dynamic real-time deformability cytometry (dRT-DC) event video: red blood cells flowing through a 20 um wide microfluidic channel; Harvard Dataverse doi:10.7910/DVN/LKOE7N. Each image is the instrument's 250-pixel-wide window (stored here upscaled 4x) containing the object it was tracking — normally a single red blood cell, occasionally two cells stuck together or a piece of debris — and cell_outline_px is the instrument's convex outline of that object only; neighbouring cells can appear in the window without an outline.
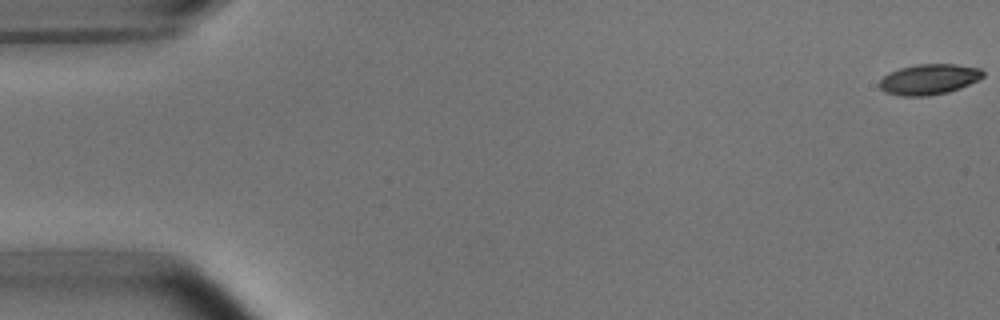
{"species": "common noctule bat (a hibernating species)", "species_latin": "Nyctalus noctula", "temperature_condition": "room temperature", "stored_images_in_passage": 53, "camera_frame_rate_fps": 3000, "um_per_image_px": 0.085, "animal": {"sex": "male", "body_mass_g": 15.6}, "frame": {"image": 1, "passage_image": 1, "time_ms": 0.0, "image_size_px": [1000, 320], "cell_outline_px": [[984, 76], [960, 88], [948, 92], [928, 96], [900, 96], [884, 92], [880, 88], [880, 80], [888, 72], [900, 68], [916, 64], [956, 64], [980, 68], [984, 72]], "centroid_in_image_um": [78.94, 6.74], "position_along_channel_um": 6.1, "area_um2": 18.44}}
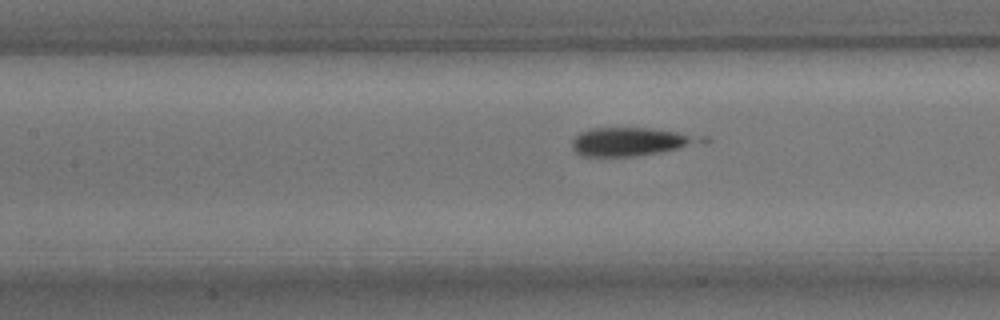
{"frame": {"image": 2, "passage_image": 24, "time_ms": 7.667, "image_size_px": [1000, 320], "cell_outline_px": [[712, 140], [660, 152], [636, 156], [580, 156], [572, 148], [572, 140], [580, 132], [592, 128], [652, 128], [708, 136]], "centroid_in_image_um": [53.67, 12.03], "position_along_channel_um": 153.7, "area_um2": 21.44}}
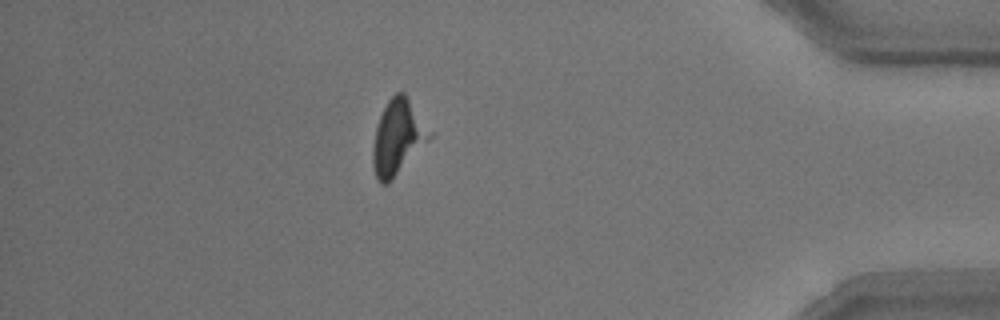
{"frame": {"image": 3, "passage_image": 47, "time_ms": 15.333, "image_size_px": [1000, 320], "cell_outline_px": [[432, 136], [388, 184], [380, 184], [376, 176], [372, 160], [372, 148], [376, 128], [380, 116], [388, 100], [396, 92], [404, 92], [432, 132]], "centroid_in_image_um": [33.8, 11.67], "position_along_channel_um": 401.4, "area_um2": 24.28}}